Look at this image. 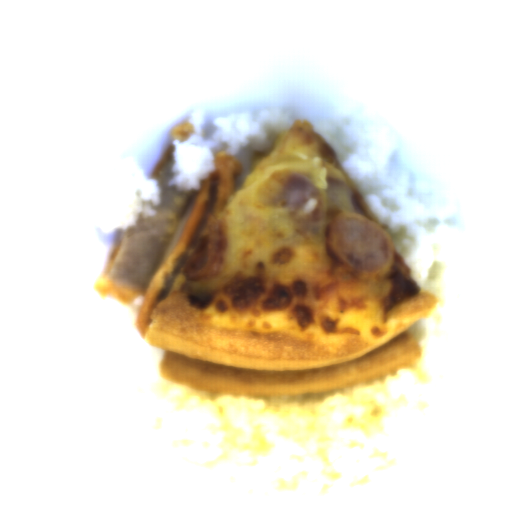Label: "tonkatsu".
I'll return each instance as SVG.
<instances>
[{"mask_svg":"<svg viewBox=\"0 0 512 512\" xmlns=\"http://www.w3.org/2000/svg\"><path fill=\"white\" fill-rule=\"evenodd\" d=\"M174 149L172 143L149 176L160 190V206L155 207L156 213L139 215L137 227L128 232L119 230L95 288L102 298L110 296L123 304H131L141 296L142 305L134 324L141 338L151 324L153 308L167 296L205 219L218 213L234 194L242 168V161L229 152H221L214 158L215 171L199 180L187 221L171 249L193 195L165 185L173 177Z\"/></svg>","mask_w":512,"mask_h":512,"instance_id":"tonkatsu-1","label":"tonkatsu"},{"mask_svg":"<svg viewBox=\"0 0 512 512\" xmlns=\"http://www.w3.org/2000/svg\"><path fill=\"white\" fill-rule=\"evenodd\" d=\"M193 131L194 126L190 122L180 123L173 128L174 136L179 140H188Z\"/></svg>","mask_w":512,"mask_h":512,"instance_id":"tonkatsu-2","label":"tonkatsu"}]
</instances>
